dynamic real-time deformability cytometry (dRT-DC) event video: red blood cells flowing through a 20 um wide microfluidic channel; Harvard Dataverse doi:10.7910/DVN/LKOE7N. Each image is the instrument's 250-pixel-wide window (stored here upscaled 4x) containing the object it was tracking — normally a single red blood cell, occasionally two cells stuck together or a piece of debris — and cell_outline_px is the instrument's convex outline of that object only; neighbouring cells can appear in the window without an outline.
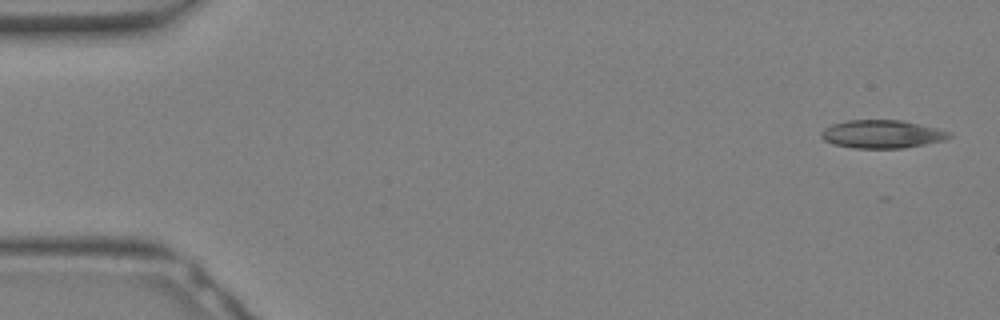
{"species": "Egyptian fruit bat (a non-hibernating species)", "species_latin": "Rousettus aegyptiacus", "temperature_condition": "warm", "stored_images_in_passage": 13, "camera_frame_rate_fps": 3000, "um_per_image_px": 0.085, "animal": {"sex": "female"}, "frame": {"image": 1, "passage_image": 1, "time_ms": 0.0, "image_size_px": [1000, 320], "cell_outline_px": [[952, 136], [944, 140], [904, 148], [852, 148], [832, 144], [824, 140], [820, 136], [820, 132], [824, 128], [832, 124], [848, 120], [900, 120], [948, 132]], "centroid_in_image_um": [74.87, 11.41], "position_along_channel_um": 10.1, "area_um2": 20.69}}
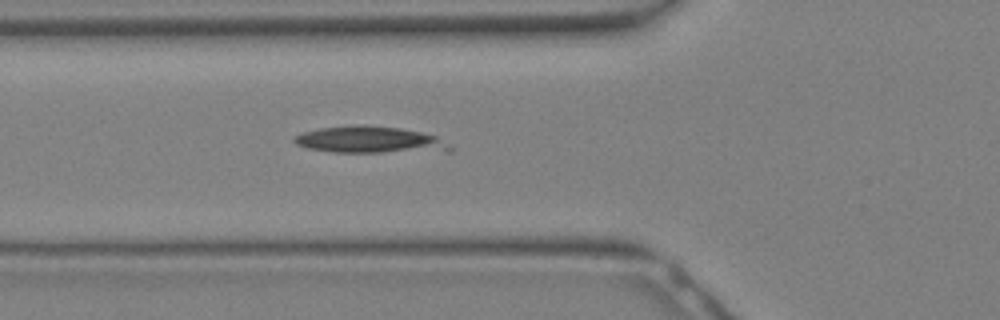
{"frame": {"image": 2, "passage_image": 11, "time_ms": 3.333, "image_size_px": [1000, 320], "cell_outline_px": [[456, 148], [452, 152], [332, 152], [308, 148], [296, 144], [292, 140], [292, 136], [304, 132], [320, 128], [360, 124], [400, 128], [420, 132], [436, 136]], "centroid_in_image_um": [31.5, 11.9], "position_along_channel_um": 94.3, "area_um2": 24.62}}
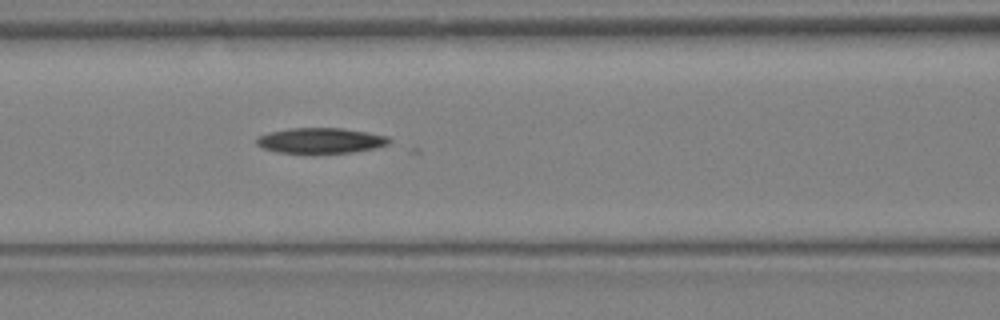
{"frame": {"image": 3, "passage_image": 13, "time_ms": 4.0, "image_size_px": [1000, 320], "cell_outline_px": [[392, 140], [388, 144], [376, 148], [352, 152], [316, 156], [276, 152], [264, 148], [256, 144], [256, 140], [260, 136], [272, 132], [292, 128], [344, 128], [368, 132], [388, 136]], "centroid_in_image_um": [27.29, 11.99], "position_along_channel_um": 139.3, "area_um2": 20.4}}